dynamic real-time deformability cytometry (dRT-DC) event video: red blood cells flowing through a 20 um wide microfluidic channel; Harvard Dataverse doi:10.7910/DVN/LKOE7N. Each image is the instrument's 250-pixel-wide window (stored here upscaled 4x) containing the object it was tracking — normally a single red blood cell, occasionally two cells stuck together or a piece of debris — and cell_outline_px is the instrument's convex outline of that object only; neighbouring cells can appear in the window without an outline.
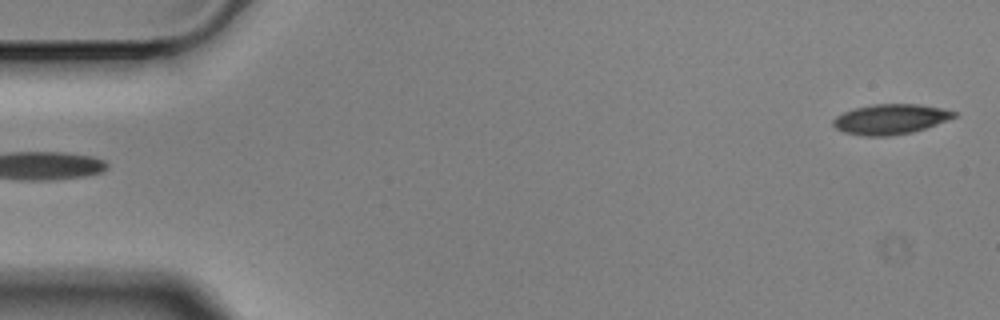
{"species": "Egyptian fruit bat (a non-hibernating species)", "species_latin": "Rousettus aegyptiacus", "temperature_condition": "cold", "stored_images_in_passage": 6, "segment_of_instrument_passage": [2, 2], "camera_frame_rate_fps": 3000, "um_per_image_px": 0.085, "animal": {"sex": "male"}, "frame": {"image": 1, "passage_image": 6, "time_ms": 1.667, "image_size_px": [1000, 320], "cell_outline_px": [[956, 116], [936, 124], [912, 132], [888, 136], [864, 136], [844, 132], [836, 128], [832, 124], [832, 120], [836, 116], [844, 112], [856, 108], [872, 104], [920, 104], [940, 108], [956, 112]], "centroid_in_image_um": [75.65, 10.13], "position_along_channel_um": 9.4, "area_um2": 20.98}}